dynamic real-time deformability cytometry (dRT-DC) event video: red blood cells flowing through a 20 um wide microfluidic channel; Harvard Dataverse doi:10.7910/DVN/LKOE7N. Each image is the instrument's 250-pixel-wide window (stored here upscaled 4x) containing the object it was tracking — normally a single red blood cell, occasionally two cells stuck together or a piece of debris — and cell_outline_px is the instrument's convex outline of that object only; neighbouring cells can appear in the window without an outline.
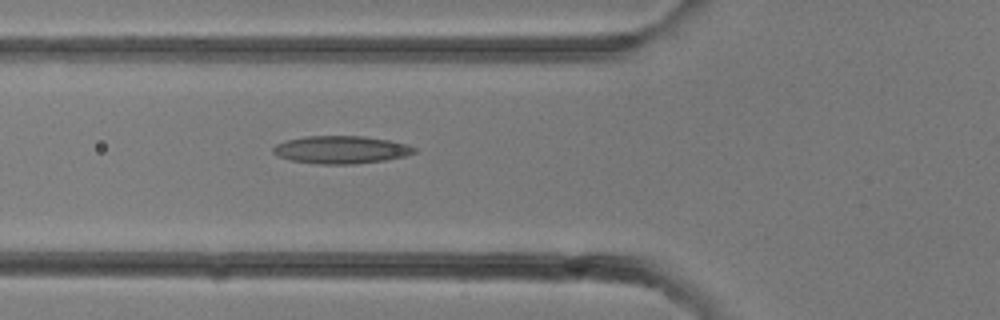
{"species": "common noctule bat (a hibernating species)", "species_latin": "Nyctalus noctula", "temperature_condition": "room temperature", "stored_images_in_passage": 14, "camera_frame_rate_fps": 3000, "um_per_image_px": 0.085, "animal": {"sex": "female"}, "frame": {"image": 1, "passage_image": 12, "time_ms": 3.667, "image_size_px": [1000, 320], "cell_outline_px": [[416, 152], [404, 156], [384, 160], [356, 164], [316, 164], [288, 160], [276, 156], [272, 152], [272, 148], [276, 144], [288, 140], [304, 136], [364, 136], [388, 140], [408, 144], [416, 148]], "centroid_in_image_um": [28.95, 12.73], "position_along_channel_um": 96.8, "area_um2": 22.95}}
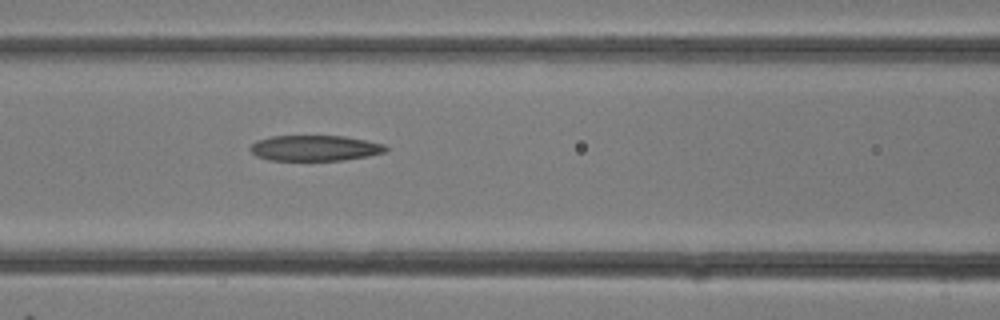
{"frame": {"image": 2, "passage_image": 14, "time_ms": 4.333, "image_size_px": [1000, 320], "cell_outline_px": [[388, 148], [384, 152], [368, 156], [344, 160], [268, 160], [256, 156], [248, 148], [256, 140], [272, 136], [344, 136], [384, 144]], "centroid_in_image_um": [26.73, 12.59], "position_along_channel_um": 139.9, "area_um2": 20.17}}